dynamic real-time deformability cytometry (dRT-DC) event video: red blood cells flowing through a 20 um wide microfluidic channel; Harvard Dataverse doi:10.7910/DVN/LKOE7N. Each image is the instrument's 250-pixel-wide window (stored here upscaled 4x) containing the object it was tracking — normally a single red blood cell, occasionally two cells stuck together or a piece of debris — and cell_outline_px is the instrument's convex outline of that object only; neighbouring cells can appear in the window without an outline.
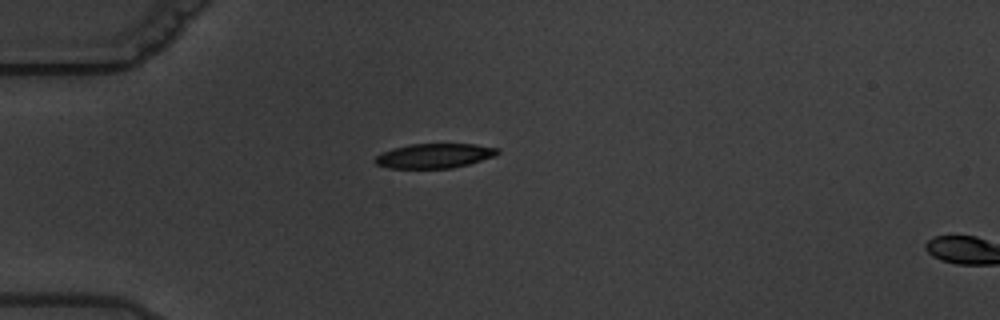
{"species": "common noctule bat (a hibernating species)", "species_latin": "Nyctalus noctula", "temperature_condition": "warm", "stored_images_in_passage": 2, "camera_frame_rate_fps": 3000, "um_per_image_px": 0.085, "animal": {"sex": "male", "body_mass_g": 19.5, "forearm_length_mm": 54.6}, "frame": {"image": 1, "passage_image": 1, "time_ms": 0.0, "image_size_px": [1000, 320], "cell_outline_px": [[500, 152], [496, 156], [468, 164], [452, 168], [388, 168], [376, 164], [372, 160], [376, 156], [392, 148], [408, 144], [476, 144], [500, 148]], "centroid_in_image_um": [36.94, 13.24], "position_along_channel_um": 48.1, "area_um2": 17.69}}